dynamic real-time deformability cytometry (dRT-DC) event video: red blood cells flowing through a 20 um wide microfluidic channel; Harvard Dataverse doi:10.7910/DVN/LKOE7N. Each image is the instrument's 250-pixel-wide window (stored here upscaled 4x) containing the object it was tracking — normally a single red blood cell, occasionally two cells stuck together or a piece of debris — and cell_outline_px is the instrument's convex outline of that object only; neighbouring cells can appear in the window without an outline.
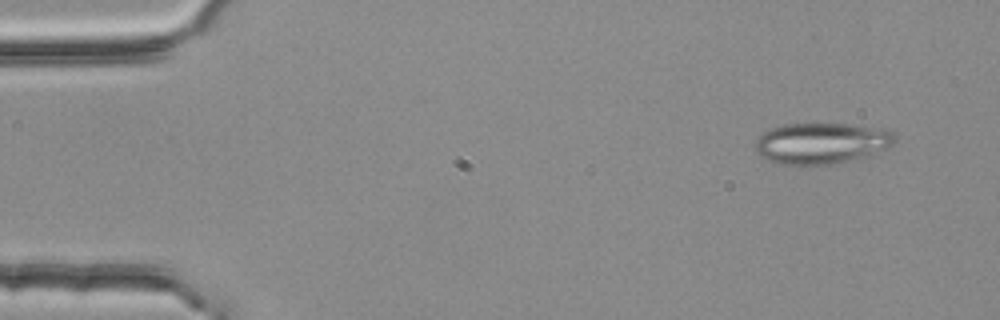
{"species": "common noctule bat (a hibernating species)", "species_latin": "Nyctalus noctula", "temperature_condition": "room temperature", "stored_images_in_passage": 3, "camera_frame_rate_fps": 3000, "um_per_image_px": 0.085, "animal": {"sex": "female", "body_mass_g": 25.1}, "frame": {"image": 1, "passage_image": 1, "time_ms": 0.0, "image_size_px": [1000, 320], "cell_outline_px": [[896, 140], [888, 148], [848, 160], [828, 164], [800, 168], [776, 164], [760, 156], [756, 152], [756, 140], [764, 132], [772, 128], [784, 124], [848, 124], [872, 128], [892, 132], [896, 136]], "centroid_in_image_um": [69.72, 12.21], "position_along_channel_um": 15.3, "area_um2": 33.41}}